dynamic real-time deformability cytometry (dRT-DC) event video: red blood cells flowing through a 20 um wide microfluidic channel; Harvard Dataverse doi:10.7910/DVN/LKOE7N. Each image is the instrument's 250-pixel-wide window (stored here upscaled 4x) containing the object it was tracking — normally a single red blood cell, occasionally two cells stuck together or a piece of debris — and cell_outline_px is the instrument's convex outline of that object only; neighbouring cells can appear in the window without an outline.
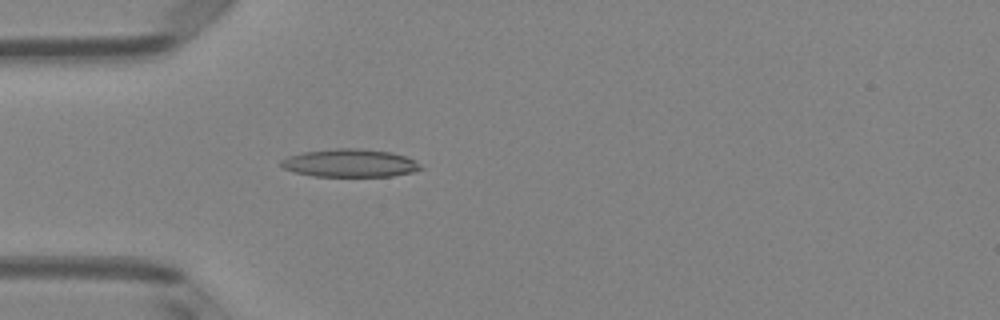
{"species": "Egyptian fruit bat (a non-hibernating species)", "species_latin": "Rousettus aegyptiacus", "temperature_condition": "room temperature", "stored_images_in_passage": 4, "camera_frame_rate_fps": 3000, "um_per_image_px": 0.085, "animal": {"sex": "female"}, "frame": {"image": 1, "passage_image": 4, "time_ms": 1.0, "image_size_px": [1000, 320], "cell_outline_px": [[424, 168], [412, 172], [392, 176], [312, 176], [296, 172], [284, 168], [280, 164], [280, 160], [288, 156], [304, 152], [336, 148], [360, 148], [392, 152], [404, 156], [420, 164]], "centroid_in_image_um": [29.74, 13.86], "position_along_channel_um": 55.3, "area_um2": 22.66}}